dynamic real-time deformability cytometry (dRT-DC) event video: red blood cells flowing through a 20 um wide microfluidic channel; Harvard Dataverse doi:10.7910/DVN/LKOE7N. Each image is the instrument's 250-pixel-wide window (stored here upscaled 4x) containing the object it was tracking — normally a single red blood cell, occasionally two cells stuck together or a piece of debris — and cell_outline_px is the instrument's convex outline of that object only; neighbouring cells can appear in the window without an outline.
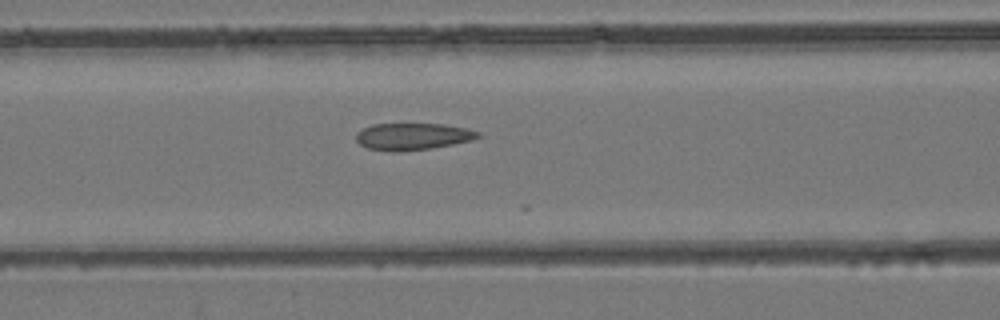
{"species": "common noctule bat (a hibernating species)", "species_latin": "Nyctalus noctula", "temperature_condition": "room temperature", "stored_images_in_passage": 19, "camera_frame_rate_fps": 3000, "um_per_image_px": 0.085, "animal": {"sex": "female", "body_mass_g": 24.6, "forearm_length_mm": 56.2}, "frame": {"image": 1, "passage_image": 15, "time_ms": 4.667, "image_size_px": [1000, 320], "cell_outline_px": [[484, 136], [472, 140], [452, 144], [428, 148], [396, 152], [368, 148], [360, 144], [356, 140], [356, 132], [372, 124], [444, 124], [468, 128], [480, 132]], "centroid_in_image_um": [35.11, 11.59], "position_along_channel_um": 131.5, "area_um2": 19.07}}
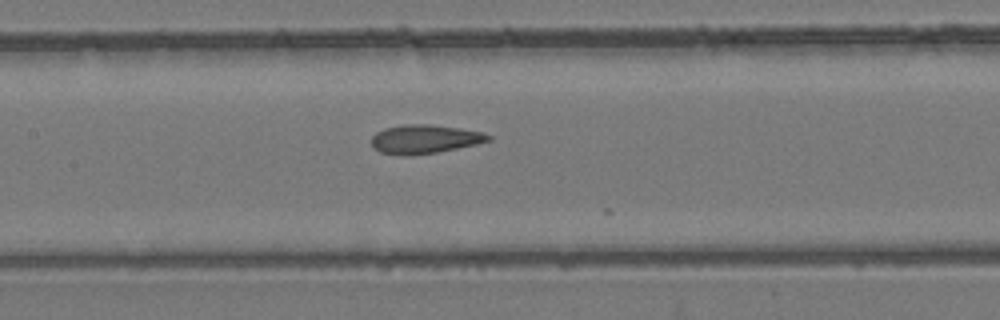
{"frame": {"image": 2, "passage_image": 18, "time_ms": 5.667, "image_size_px": [1000, 320], "cell_outline_px": [[492, 140], [476, 144], [436, 152], [380, 152], [372, 148], [372, 136], [376, 132], [384, 128], [404, 124], [432, 124], [460, 128], [484, 132], [492, 136]], "centroid_in_image_um": [36.15, 11.76], "position_along_channel_um": 171.2, "area_um2": 18.9}}